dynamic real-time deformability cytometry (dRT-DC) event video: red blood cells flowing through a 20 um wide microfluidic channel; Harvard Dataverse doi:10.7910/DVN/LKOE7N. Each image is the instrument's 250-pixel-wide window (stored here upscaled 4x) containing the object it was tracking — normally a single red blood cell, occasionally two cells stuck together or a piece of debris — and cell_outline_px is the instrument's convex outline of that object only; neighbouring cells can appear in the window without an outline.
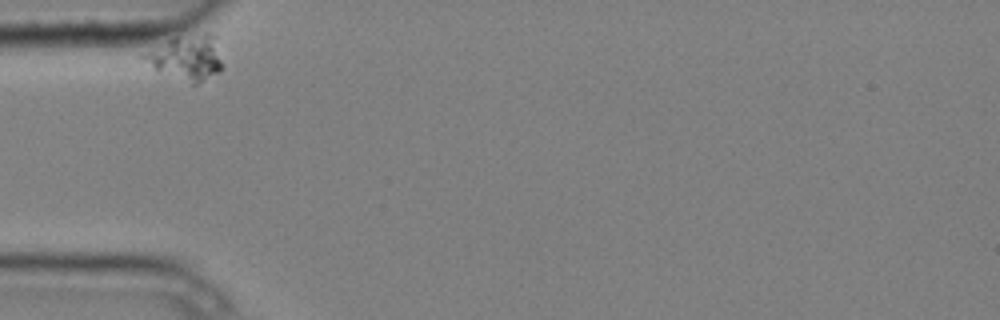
{"species": "common noctule bat (a hibernating species)", "species_latin": "Nyctalus noctula", "temperature_condition": "cold", "stored_images_in_passage": 5, "camera_frame_rate_fps": 3000, "um_per_image_px": 0.085, "animal": {"sex": "male", "body_mass_g": 20.4}, "frame": {"image": 1, "passage_image": 1, "time_ms": 0.0, "image_size_px": [1000, 320], "cell_outline_px": [[224, 68], [220, 72], [196, 84], [192, 84], [156, 68], [140, 56], [140, 52], [176, 36], [204, 32], [212, 32], [216, 36]], "centroid_in_image_um": [15.92, 4.83], "position_along_channel_um": 69.1, "area_um2": 20.75}}
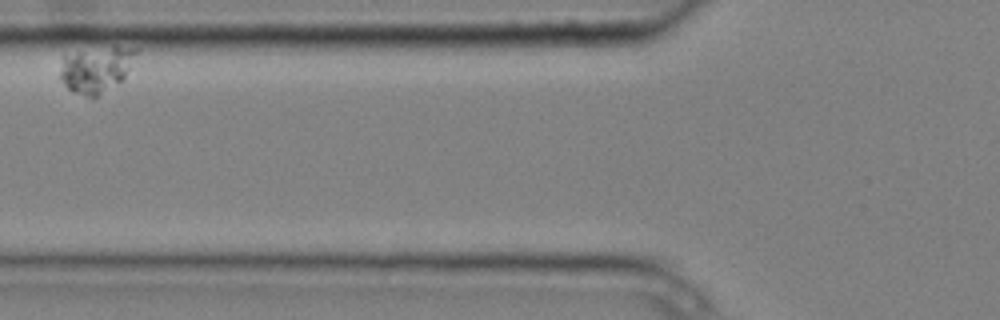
{"frame": {"image": 2, "passage_image": 3, "time_ms": 0.667, "image_size_px": [1000, 320], "cell_outline_px": [[136, 52], [124, 76], [120, 80], [92, 100], [72, 92], [60, 80], [60, 72], [64, 56], [112, 44], [116, 44], [136, 48]], "centroid_in_image_um": [8.15, 5.89], "position_along_channel_um": 117.6, "area_um2": 20.23}}
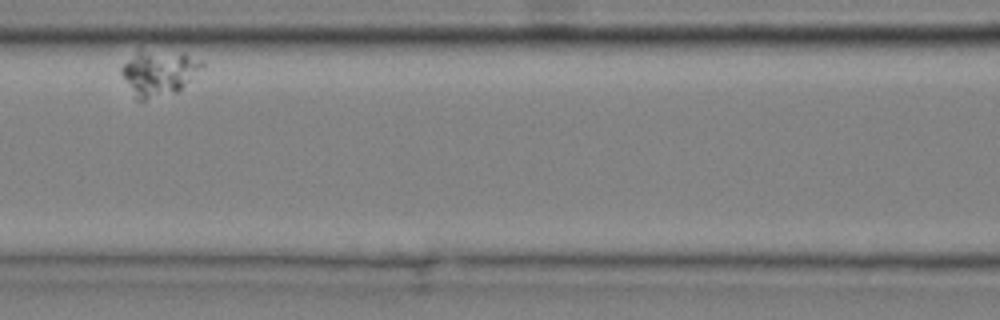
{"frame": {"image": 3, "passage_image": 4, "time_ms": 1.0, "image_size_px": [1000, 320], "cell_outline_px": [[204, 64], [176, 92], [144, 100], [136, 100], [120, 72], [120, 68], [128, 60], [140, 52], [184, 52], [200, 60]], "centroid_in_image_um": [13.47, 6.21], "position_along_channel_um": 153.1, "area_um2": 20.35}}